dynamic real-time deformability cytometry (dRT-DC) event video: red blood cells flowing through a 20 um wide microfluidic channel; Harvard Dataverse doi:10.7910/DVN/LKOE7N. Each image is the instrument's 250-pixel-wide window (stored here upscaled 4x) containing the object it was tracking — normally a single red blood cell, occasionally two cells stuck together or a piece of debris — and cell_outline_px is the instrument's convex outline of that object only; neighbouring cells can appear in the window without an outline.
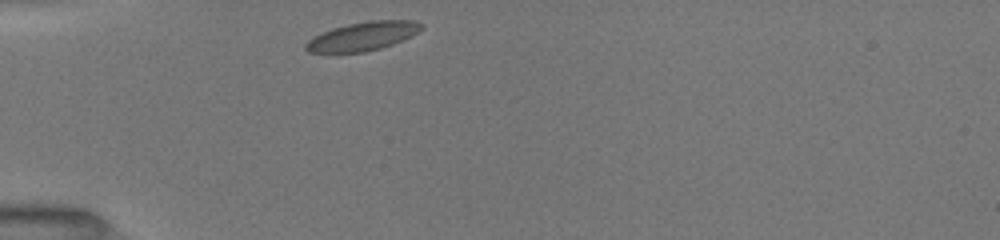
{"species": "common noctule bat (a hibernating species)", "species_latin": "Nyctalus noctula", "temperature_condition": "room temperature", "stored_images_in_passage": 31, "camera_frame_rate_fps": 3000, "um_per_image_px": 0.085, "animal": {"sex": "female", "body_mass_g": 19.5, "forearm_length_mm": 54.1}, "frame": {"image": 1, "passage_image": 1, "time_ms": 0.0, "image_size_px": [1000, 240], "cell_outline_px": [[424, 28], [392, 44], [380, 48], [364, 52], [308, 52], [304, 48], [304, 44], [308, 40], [332, 28], [348, 24], [372, 20], [412, 20], [424, 24]], "centroid_in_image_um": [30.83, 3.07], "position_along_channel_um": 54.2, "area_um2": 18.96}}
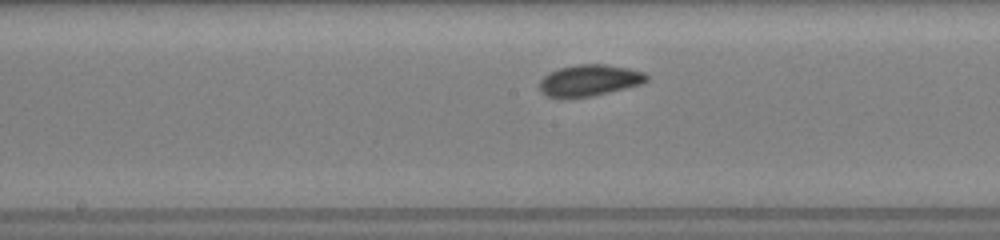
{"frame": {"image": 2, "passage_image": 13, "time_ms": 4.0, "image_size_px": [1000, 240], "cell_outline_px": [[648, 80], [644, 84], [592, 96], [560, 100], [548, 96], [540, 92], [540, 80], [544, 76], [560, 68], [576, 64], [604, 64], [628, 68], [644, 72], [648, 76]], "centroid_in_image_um": [50.1, 6.86], "position_along_channel_um": 198.1, "area_um2": 19.94}}
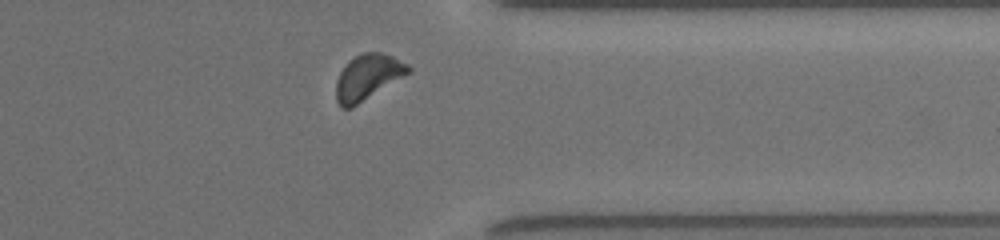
{"frame": {"image": 3, "passage_image": 27, "time_ms": 8.667, "image_size_px": [1000, 240], "cell_outline_px": [[412, 68], [408, 72], [352, 108], [340, 108], [336, 100], [336, 80], [340, 72], [348, 60], [364, 52], [380, 52], [392, 56], [408, 64]], "centroid_in_image_um": [31.2, 6.55], "position_along_channel_um": 380.2, "area_um2": 18.79}, "authors_computed_cell_mechanics": {"area_um2": 18.8428, "velocity_mm_per_s": 3.973, "shape_relaxation_time_tau1_ms": 2.9241, "shape_relaxation_time_tau2_ms": null, "deformation_change_tau1": 0.0736, "deformation_change_tau2": null}}